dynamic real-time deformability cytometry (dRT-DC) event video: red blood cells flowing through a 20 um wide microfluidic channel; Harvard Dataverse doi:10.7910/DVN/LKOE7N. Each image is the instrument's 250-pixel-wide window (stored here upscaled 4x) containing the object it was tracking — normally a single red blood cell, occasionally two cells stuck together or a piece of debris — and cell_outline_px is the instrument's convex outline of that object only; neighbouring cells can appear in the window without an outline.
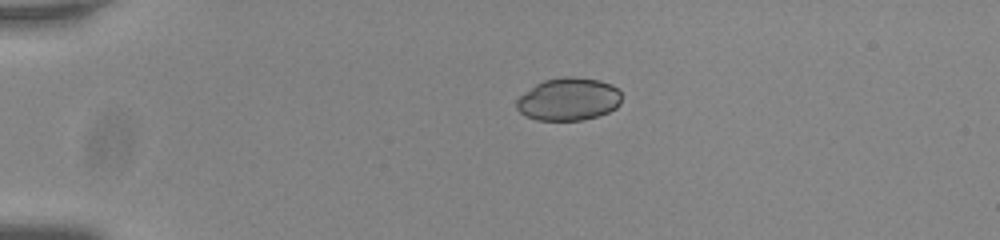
{"species": "common noctule bat (a hibernating species)", "species_latin": "Nyctalus noctula", "temperature_condition": "room temperature", "stored_images_in_passage": 43, "camera_frame_rate_fps": 3000, "um_per_image_px": 0.085, "animal": {"sex": "male", "body_mass_g": 20.0, "forearm_length_mm": 53.3}, "frame": {"image": 1, "passage_image": 1, "time_ms": 0.0, "image_size_px": [1000, 240], "cell_outline_px": [[620, 104], [616, 108], [608, 112], [584, 120], [536, 120], [524, 116], [516, 108], [516, 100], [520, 96], [536, 84], [544, 80], [564, 76], [572, 76], [600, 80], [612, 84], [620, 92]], "centroid_in_image_um": [48.32, 8.43], "position_along_channel_um": 36.7, "area_um2": 26.24}}
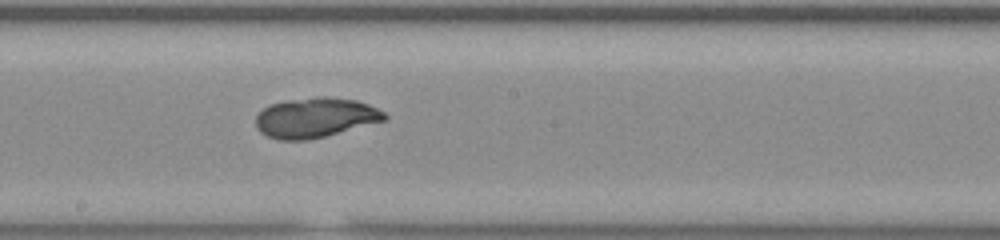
{"frame": {"image": 2, "passage_image": 20, "time_ms": 6.333, "image_size_px": [1000, 240], "cell_outline_px": [[388, 120], [324, 136], [304, 140], [280, 140], [268, 136], [260, 132], [256, 128], [256, 116], [268, 104], [284, 100], [320, 96], [324, 96], [356, 100], [368, 104], [384, 112], [388, 116]], "centroid_in_image_um": [26.8, 9.99], "position_along_channel_um": 221.4, "area_um2": 30.0}}
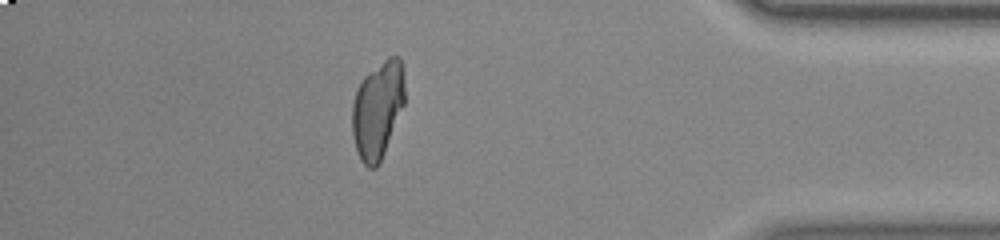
{"frame": {"image": 3, "passage_image": 37, "time_ms": 12.0, "image_size_px": [1000, 240], "cell_outline_px": [[404, 104], [380, 164], [376, 168], [368, 168], [360, 160], [356, 148], [352, 132], [352, 104], [356, 88], [364, 76], [388, 56], [400, 56], [404, 68]], "centroid_in_image_um": [32.1, 9.32], "position_along_channel_um": 403.1, "area_um2": 30.11}, "authors_computed_cell_mechanics": {"area_um2": 29.6514, "velocity_mm_per_s": 3.7853, "shape_relaxation_time_tau1_ms": null, "shape_relaxation_time_tau2_ms": 1.531, "deformation_change_tau1": null, "deformation_change_tau2": 0.0481}}